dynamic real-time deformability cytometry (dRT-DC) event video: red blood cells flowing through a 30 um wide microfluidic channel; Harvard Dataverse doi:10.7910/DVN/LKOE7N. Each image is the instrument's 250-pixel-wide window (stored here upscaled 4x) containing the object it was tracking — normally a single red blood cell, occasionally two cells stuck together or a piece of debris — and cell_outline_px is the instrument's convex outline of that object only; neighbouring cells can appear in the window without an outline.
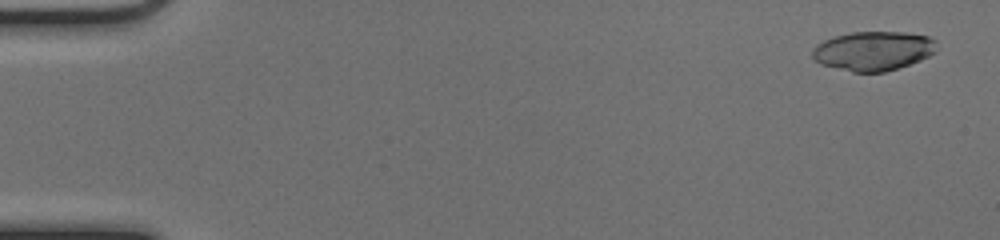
{"species": "common noctule bat (a hibernating species)", "species_latin": "Nyctalus noctula", "temperature_condition": "cold", "stored_images_in_passage": 52, "camera_frame_rate_fps": 3000, "um_per_image_px": 0.085, "animal": {"sex": "female", "body_mass_g": 17.0, "forearm_length_mm": 48.0}, "frame": {"image": 1, "passage_image": 3, "time_ms": 0.667, "image_size_px": [1000, 240], "cell_outline_px": [[936, 52], [920, 60], [884, 72], [852, 72], [820, 64], [812, 56], [812, 48], [816, 44], [832, 36], [852, 32], [904, 32], [928, 36], [936, 40]], "centroid_in_image_um": [74.21, 4.32], "position_along_channel_um": 10.8, "area_um2": 28.5}}
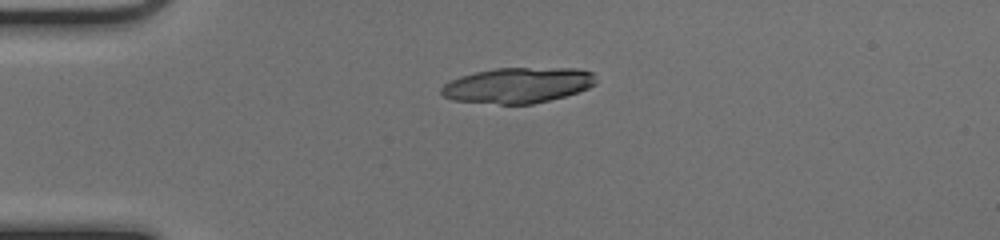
{"frame": {"image": 2, "passage_image": 14, "time_ms": 4.333, "image_size_px": [1000, 240], "cell_outline_px": [[596, 84], [588, 88], [564, 96], [532, 104], [500, 104], [452, 100], [444, 96], [440, 92], [440, 88], [444, 84], [460, 76], [476, 72], [496, 68], [576, 68], [592, 72], [596, 80]], "centroid_in_image_um": [44.01, 7.24], "position_along_channel_um": 41.0, "area_um2": 31.85}}